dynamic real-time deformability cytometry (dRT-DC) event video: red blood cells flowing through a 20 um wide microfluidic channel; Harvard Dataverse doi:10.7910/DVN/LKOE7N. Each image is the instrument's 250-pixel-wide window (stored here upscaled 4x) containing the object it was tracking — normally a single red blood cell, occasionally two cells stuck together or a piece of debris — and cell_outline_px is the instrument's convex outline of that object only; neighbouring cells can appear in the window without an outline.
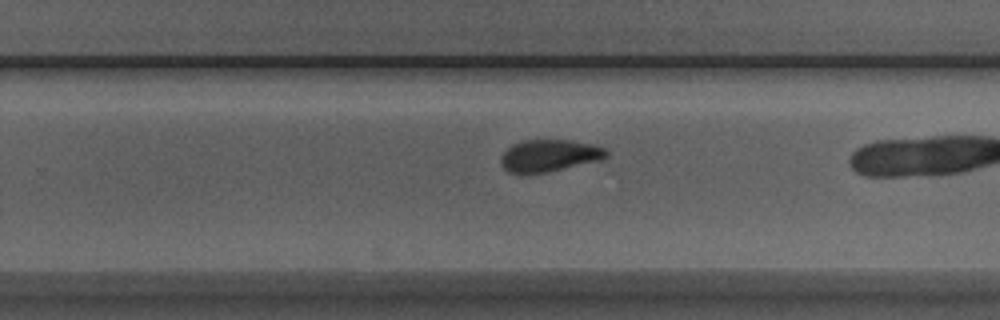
{"species": "Egyptian fruit bat (a non-hibernating species)", "species_latin": "Rousettus aegyptiacus", "temperature_condition": "room temperature", "stored_images_in_passage": 26, "camera_frame_rate_fps": 3000, "um_per_image_px": 0.085, "animal": {"sex": "male"}, "frame": {"image": 1, "passage_image": 19, "time_ms": 6.0, "image_size_px": [1000, 320], "cell_outline_px": [[608, 156], [604, 160], [548, 172], [528, 176], [508, 172], [500, 164], [500, 156], [512, 144], [524, 140], [572, 140], [596, 144], [604, 148], [608, 152]], "centroid_in_image_um": [46.7, 13.25], "position_along_channel_um": 283.1, "area_um2": 20.46}}
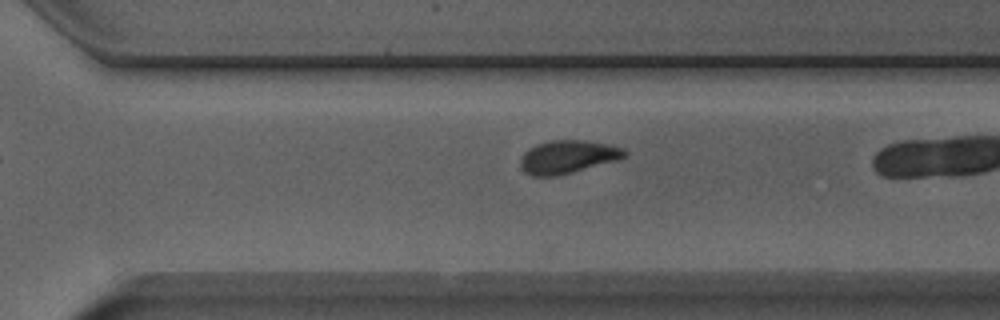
{"frame": {"image": 2, "passage_image": 22, "time_ms": 7.0, "image_size_px": [1000, 320], "cell_outline_px": [[628, 156], [620, 160], [556, 176], [532, 176], [524, 172], [520, 168], [520, 156], [528, 148], [536, 144], [548, 140], [584, 140], [608, 144], [624, 148], [628, 152]], "centroid_in_image_um": [48.26, 13.33], "position_along_channel_um": 322.3, "area_um2": 20.52}}